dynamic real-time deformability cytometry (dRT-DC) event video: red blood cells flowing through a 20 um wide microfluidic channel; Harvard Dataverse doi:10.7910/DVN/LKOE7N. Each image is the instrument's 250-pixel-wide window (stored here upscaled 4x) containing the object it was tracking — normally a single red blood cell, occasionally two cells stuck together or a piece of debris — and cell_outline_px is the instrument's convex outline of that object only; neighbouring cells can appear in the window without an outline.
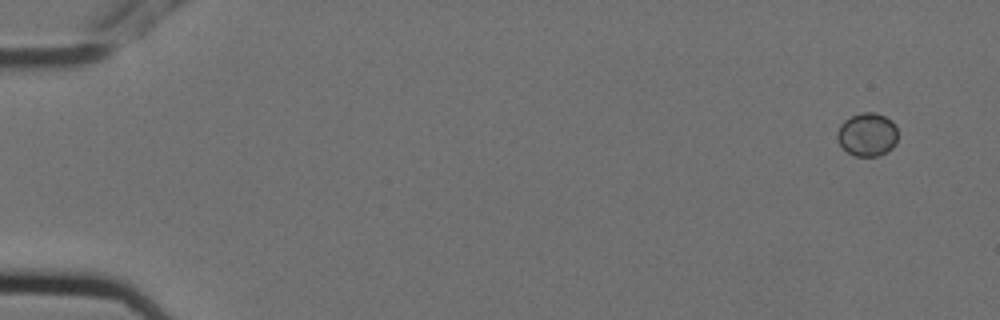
{"species": "Egyptian fruit bat (a non-hibernating species)", "species_latin": "Rousettus aegyptiacus", "temperature_condition": "cold", "stored_images_in_passage": 5, "camera_frame_rate_fps": 3000, "um_per_image_px": 0.085, "animal": {"sex": "female"}, "frame": {"image": 1, "passage_image": 1, "time_ms": 0.0, "image_size_px": [1000, 320], "cell_outline_px": [[896, 144], [892, 148], [876, 156], [856, 156], [848, 152], [840, 144], [836, 136], [836, 132], [840, 124], [844, 120], [860, 112], [876, 112], [892, 120], [896, 128]], "centroid_in_image_um": [73.7, 11.41], "position_along_channel_um": 11.3, "area_um2": 15.26}}
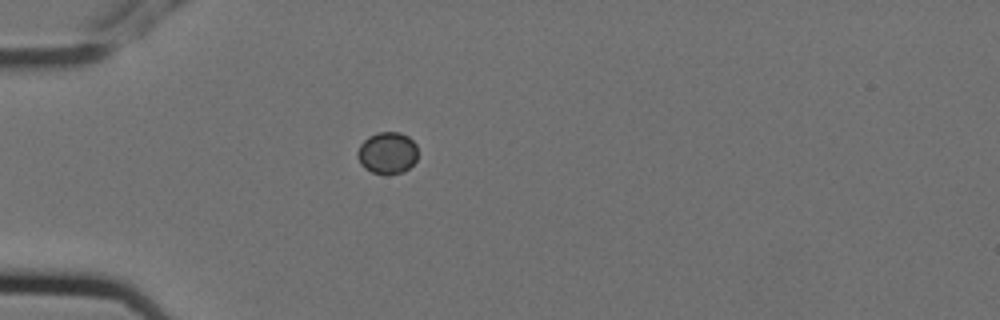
{"frame": {"image": 2, "passage_image": 5, "time_ms": 1.333, "image_size_px": [1000, 320], "cell_outline_px": [[416, 160], [404, 172], [372, 172], [364, 168], [360, 164], [356, 156], [356, 152], [360, 144], [368, 136], [376, 132], [400, 132], [408, 136], [416, 144]], "centroid_in_image_um": [32.89, 12.96], "position_along_channel_um": 52.1, "area_um2": 14.57}}